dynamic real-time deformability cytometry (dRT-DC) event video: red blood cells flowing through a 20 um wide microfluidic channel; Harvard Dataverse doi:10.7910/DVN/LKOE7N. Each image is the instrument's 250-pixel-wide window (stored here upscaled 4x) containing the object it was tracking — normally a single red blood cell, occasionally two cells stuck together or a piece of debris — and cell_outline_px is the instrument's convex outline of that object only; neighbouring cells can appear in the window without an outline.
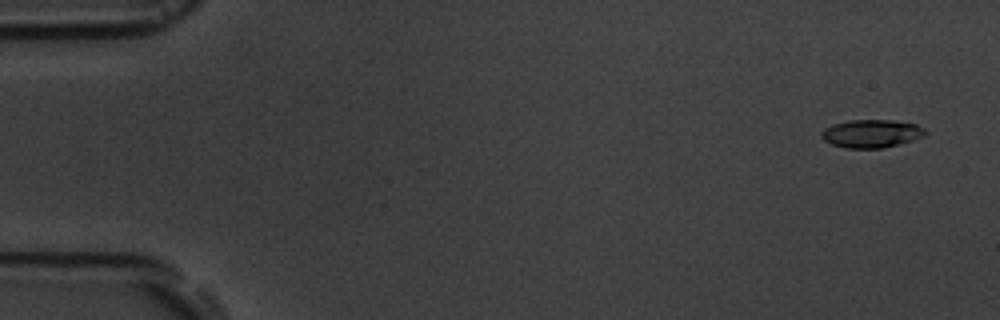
{"species": "common noctule bat (a hibernating species)", "species_latin": "Nyctalus noctula", "temperature_condition": "room temperature", "stored_images_in_passage": 6, "camera_frame_rate_fps": 3000, "um_per_image_px": 0.085, "animal": {"sex": "male", "body_mass_g": 19.5, "forearm_length_mm": 54.6}, "frame": {"image": 1, "passage_image": 1, "time_ms": 0.0, "image_size_px": [1000, 320], "cell_outline_px": [[928, 132], [924, 136], [912, 140], [880, 148], [844, 148], [832, 144], [824, 140], [820, 136], [820, 132], [824, 128], [832, 124], [848, 120], [892, 120], [916, 124], [924, 128]], "centroid_in_image_um": [74.04, 11.34], "position_along_channel_um": 11.0, "area_um2": 16.99}}